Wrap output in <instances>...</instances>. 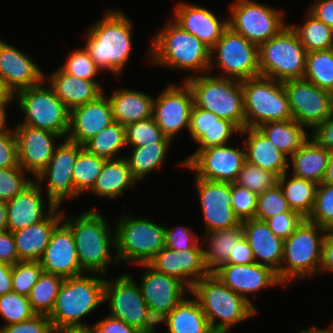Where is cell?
I'll use <instances>...</instances> for the list:
<instances>
[{
    "label": "cell",
    "instance_id": "obj_13",
    "mask_svg": "<svg viewBox=\"0 0 333 333\" xmlns=\"http://www.w3.org/2000/svg\"><path fill=\"white\" fill-rule=\"evenodd\" d=\"M210 56V72L215 65L223 71L216 76L242 81L260 75L258 46L229 26L211 49Z\"/></svg>",
    "mask_w": 333,
    "mask_h": 333
},
{
    "label": "cell",
    "instance_id": "obj_70",
    "mask_svg": "<svg viewBox=\"0 0 333 333\" xmlns=\"http://www.w3.org/2000/svg\"><path fill=\"white\" fill-rule=\"evenodd\" d=\"M322 183L333 185V150H330L327 171Z\"/></svg>",
    "mask_w": 333,
    "mask_h": 333
},
{
    "label": "cell",
    "instance_id": "obj_6",
    "mask_svg": "<svg viewBox=\"0 0 333 333\" xmlns=\"http://www.w3.org/2000/svg\"><path fill=\"white\" fill-rule=\"evenodd\" d=\"M88 275L90 273L64 278L53 310L48 315L53 329L87 325L82 319L104 303L105 276L97 273Z\"/></svg>",
    "mask_w": 333,
    "mask_h": 333
},
{
    "label": "cell",
    "instance_id": "obj_19",
    "mask_svg": "<svg viewBox=\"0 0 333 333\" xmlns=\"http://www.w3.org/2000/svg\"><path fill=\"white\" fill-rule=\"evenodd\" d=\"M147 270L139 283L151 316L159 323L185 297L190 289L178 278L156 271L148 263L139 264Z\"/></svg>",
    "mask_w": 333,
    "mask_h": 333
},
{
    "label": "cell",
    "instance_id": "obj_35",
    "mask_svg": "<svg viewBox=\"0 0 333 333\" xmlns=\"http://www.w3.org/2000/svg\"><path fill=\"white\" fill-rule=\"evenodd\" d=\"M121 156L105 161L89 193L97 197L116 199V197H122L125 190L136 186L138 181L133 177L127 159Z\"/></svg>",
    "mask_w": 333,
    "mask_h": 333
},
{
    "label": "cell",
    "instance_id": "obj_10",
    "mask_svg": "<svg viewBox=\"0 0 333 333\" xmlns=\"http://www.w3.org/2000/svg\"><path fill=\"white\" fill-rule=\"evenodd\" d=\"M244 128L293 119L283 82L262 75L242 80Z\"/></svg>",
    "mask_w": 333,
    "mask_h": 333
},
{
    "label": "cell",
    "instance_id": "obj_40",
    "mask_svg": "<svg viewBox=\"0 0 333 333\" xmlns=\"http://www.w3.org/2000/svg\"><path fill=\"white\" fill-rule=\"evenodd\" d=\"M287 173L278 177V184L283 190L289 208L308 218L314 207L318 184L295 176L287 180Z\"/></svg>",
    "mask_w": 333,
    "mask_h": 333
},
{
    "label": "cell",
    "instance_id": "obj_3",
    "mask_svg": "<svg viewBox=\"0 0 333 333\" xmlns=\"http://www.w3.org/2000/svg\"><path fill=\"white\" fill-rule=\"evenodd\" d=\"M153 36L147 51L150 64L194 72L193 76L210 72L211 50L172 19Z\"/></svg>",
    "mask_w": 333,
    "mask_h": 333
},
{
    "label": "cell",
    "instance_id": "obj_69",
    "mask_svg": "<svg viewBox=\"0 0 333 333\" xmlns=\"http://www.w3.org/2000/svg\"><path fill=\"white\" fill-rule=\"evenodd\" d=\"M7 106L8 105H0V134L7 133L11 130V127L8 128L7 121Z\"/></svg>",
    "mask_w": 333,
    "mask_h": 333
},
{
    "label": "cell",
    "instance_id": "obj_2",
    "mask_svg": "<svg viewBox=\"0 0 333 333\" xmlns=\"http://www.w3.org/2000/svg\"><path fill=\"white\" fill-rule=\"evenodd\" d=\"M64 212L62 210V221L73 233L81 269L86 274L105 276L112 262L119 264L116 254H111L116 248L115 229L111 231L105 216L94 208L76 217H66Z\"/></svg>",
    "mask_w": 333,
    "mask_h": 333
},
{
    "label": "cell",
    "instance_id": "obj_24",
    "mask_svg": "<svg viewBox=\"0 0 333 333\" xmlns=\"http://www.w3.org/2000/svg\"><path fill=\"white\" fill-rule=\"evenodd\" d=\"M39 262L44 272L63 278L85 273L80 267L73 233L63 221L52 231L49 244Z\"/></svg>",
    "mask_w": 333,
    "mask_h": 333
},
{
    "label": "cell",
    "instance_id": "obj_22",
    "mask_svg": "<svg viewBox=\"0 0 333 333\" xmlns=\"http://www.w3.org/2000/svg\"><path fill=\"white\" fill-rule=\"evenodd\" d=\"M215 276L233 292L242 296L256 310L248 295L255 294L264 288L280 285L276 272L270 267L258 263L223 264L213 272Z\"/></svg>",
    "mask_w": 333,
    "mask_h": 333
},
{
    "label": "cell",
    "instance_id": "obj_38",
    "mask_svg": "<svg viewBox=\"0 0 333 333\" xmlns=\"http://www.w3.org/2000/svg\"><path fill=\"white\" fill-rule=\"evenodd\" d=\"M203 244L204 262L206 269L213 273L221 265L228 261L230 252L233 251L234 246L244 237L243 225L226 228L219 231H211L205 233Z\"/></svg>",
    "mask_w": 333,
    "mask_h": 333
},
{
    "label": "cell",
    "instance_id": "obj_1",
    "mask_svg": "<svg viewBox=\"0 0 333 333\" xmlns=\"http://www.w3.org/2000/svg\"><path fill=\"white\" fill-rule=\"evenodd\" d=\"M131 21L120 9H110L84 35V47L96 66L117 78L123 73L133 49Z\"/></svg>",
    "mask_w": 333,
    "mask_h": 333
},
{
    "label": "cell",
    "instance_id": "obj_62",
    "mask_svg": "<svg viewBox=\"0 0 333 333\" xmlns=\"http://www.w3.org/2000/svg\"><path fill=\"white\" fill-rule=\"evenodd\" d=\"M19 261L13 233L0 231V262L14 265Z\"/></svg>",
    "mask_w": 333,
    "mask_h": 333
},
{
    "label": "cell",
    "instance_id": "obj_56",
    "mask_svg": "<svg viewBox=\"0 0 333 333\" xmlns=\"http://www.w3.org/2000/svg\"><path fill=\"white\" fill-rule=\"evenodd\" d=\"M199 238L190 228L176 226L171 229L165 226V247L170 250L187 251L195 245H203Z\"/></svg>",
    "mask_w": 333,
    "mask_h": 333
},
{
    "label": "cell",
    "instance_id": "obj_41",
    "mask_svg": "<svg viewBox=\"0 0 333 333\" xmlns=\"http://www.w3.org/2000/svg\"><path fill=\"white\" fill-rule=\"evenodd\" d=\"M172 143H153L141 147H131L128 161L133 177L140 182L151 172L162 167Z\"/></svg>",
    "mask_w": 333,
    "mask_h": 333
},
{
    "label": "cell",
    "instance_id": "obj_20",
    "mask_svg": "<svg viewBox=\"0 0 333 333\" xmlns=\"http://www.w3.org/2000/svg\"><path fill=\"white\" fill-rule=\"evenodd\" d=\"M245 161V149L226 144L198 151L185 167L192 169L198 178L233 183Z\"/></svg>",
    "mask_w": 333,
    "mask_h": 333
},
{
    "label": "cell",
    "instance_id": "obj_11",
    "mask_svg": "<svg viewBox=\"0 0 333 333\" xmlns=\"http://www.w3.org/2000/svg\"><path fill=\"white\" fill-rule=\"evenodd\" d=\"M44 83L45 80L15 93L16 103L24 115V121L19 123L56 133L66 139L70 110Z\"/></svg>",
    "mask_w": 333,
    "mask_h": 333
},
{
    "label": "cell",
    "instance_id": "obj_25",
    "mask_svg": "<svg viewBox=\"0 0 333 333\" xmlns=\"http://www.w3.org/2000/svg\"><path fill=\"white\" fill-rule=\"evenodd\" d=\"M172 20L184 31L196 36L208 49H212L228 27V18L217 17L206 7L187 2L175 6Z\"/></svg>",
    "mask_w": 333,
    "mask_h": 333
},
{
    "label": "cell",
    "instance_id": "obj_47",
    "mask_svg": "<svg viewBox=\"0 0 333 333\" xmlns=\"http://www.w3.org/2000/svg\"><path fill=\"white\" fill-rule=\"evenodd\" d=\"M125 136L126 145L129 147H141L153 143H173L164 135L153 116L126 125Z\"/></svg>",
    "mask_w": 333,
    "mask_h": 333
},
{
    "label": "cell",
    "instance_id": "obj_31",
    "mask_svg": "<svg viewBox=\"0 0 333 333\" xmlns=\"http://www.w3.org/2000/svg\"><path fill=\"white\" fill-rule=\"evenodd\" d=\"M61 221L62 210L57 206L42 221L12 232L20 261H39L49 244L52 231Z\"/></svg>",
    "mask_w": 333,
    "mask_h": 333
},
{
    "label": "cell",
    "instance_id": "obj_71",
    "mask_svg": "<svg viewBox=\"0 0 333 333\" xmlns=\"http://www.w3.org/2000/svg\"><path fill=\"white\" fill-rule=\"evenodd\" d=\"M7 230V205L0 200V231Z\"/></svg>",
    "mask_w": 333,
    "mask_h": 333
},
{
    "label": "cell",
    "instance_id": "obj_61",
    "mask_svg": "<svg viewBox=\"0 0 333 333\" xmlns=\"http://www.w3.org/2000/svg\"><path fill=\"white\" fill-rule=\"evenodd\" d=\"M311 131L310 137L318 146L333 150V114Z\"/></svg>",
    "mask_w": 333,
    "mask_h": 333
},
{
    "label": "cell",
    "instance_id": "obj_58",
    "mask_svg": "<svg viewBox=\"0 0 333 333\" xmlns=\"http://www.w3.org/2000/svg\"><path fill=\"white\" fill-rule=\"evenodd\" d=\"M0 333H54V329L48 315L36 314L28 320L0 326Z\"/></svg>",
    "mask_w": 333,
    "mask_h": 333
},
{
    "label": "cell",
    "instance_id": "obj_65",
    "mask_svg": "<svg viewBox=\"0 0 333 333\" xmlns=\"http://www.w3.org/2000/svg\"><path fill=\"white\" fill-rule=\"evenodd\" d=\"M326 271L333 273V232H328L323 242L322 262L319 274L321 275Z\"/></svg>",
    "mask_w": 333,
    "mask_h": 333
},
{
    "label": "cell",
    "instance_id": "obj_4",
    "mask_svg": "<svg viewBox=\"0 0 333 333\" xmlns=\"http://www.w3.org/2000/svg\"><path fill=\"white\" fill-rule=\"evenodd\" d=\"M190 293L200 304L214 333H229L232 326L258 313L249 302L224 285L213 273L197 281Z\"/></svg>",
    "mask_w": 333,
    "mask_h": 333
},
{
    "label": "cell",
    "instance_id": "obj_48",
    "mask_svg": "<svg viewBox=\"0 0 333 333\" xmlns=\"http://www.w3.org/2000/svg\"><path fill=\"white\" fill-rule=\"evenodd\" d=\"M235 183L259 195L273 188L278 183V176L245 161Z\"/></svg>",
    "mask_w": 333,
    "mask_h": 333
},
{
    "label": "cell",
    "instance_id": "obj_33",
    "mask_svg": "<svg viewBox=\"0 0 333 333\" xmlns=\"http://www.w3.org/2000/svg\"><path fill=\"white\" fill-rule=\"evenodd\" d=\"M46 79L56 96L69 110L92 102L105 93L97 81H87L72 76L65 73L61 68L51 73L49 77L44 75V80Z\"/></svg>",
    "mask_w": 333,
    "mask_h": 333
},
{
    "label": "cell",
    "instance_id": "obj_51",
    "mask_svg": "<svg viewBox=\"0 0 333 333\" xmlns=\"http://www.w3.org/2000/svg\"><path fill=\"white\" fill-rule=\"evenodd\" d=\"M307 219L333 232V185L318 184L314 207Z\"/></svg>",
    "mask_w": 333,
    "mask_h": 333
},
{
    "label": "cell",
    "instance_id": "obj_63",
    "mask_svg": "<svg viewBox=\"0 0 333 333\" xmlns=\"http://www.w3.org/2000/svg\"><path fill=\"white\" fill-rule=\"evenodd\" d=\"M252 249L248 241L243 237L235 246L233 251L230 252L228 261L225 264H251L254 263Z\"/></svg>",
    "mask_w": 333,
    "mask_h": 333
},
{
    "label": "cell",
    "instance_id": "obj_57",
    "mask_svg": "<svg viewBox=\"0 0 333 333\" xmlns=\"http://www.w3.org/2000/svg\"><path fill=\"white\" fill-rule=\"evenodd\" d=\"M305 218L298 212H284L267 219L271 231L283 241L286 240Z\"/></svg>",
    "mask_w": 333,
    "mask_h": 333
},
{
    "label": "cell",
    "instance_id": "obj_54",
    "mask_svg": "<svg viewBox=\"0 0 333 333\" xmlns=\"http://www.w3.org/2000/svg\"><path fill=\"white\" fill-rule=\"evenodd\" d=\"M26 172L20 166L0 168V200H11L34 181L25 177Z\"/></svg>",
    "mask_w": 333,
    "mask_h": 333
},
{
    "label": "cell",
    "instance_id": "obj_49",
    "mask_svg": "<svg viewBox=\"0 0 333 333\" xmlns=\"http://www.w3.org/2000/svg\"><path fill=\"white\" fill-rule=\"evenodd\" d=\"M0 315L7 322L4 325H11L28 320L36 313L27 296L12 291L0 296Z\"/></svg>",
    "mask_w": 333,
    "mask_h": 333
},
{
    "label": "cell",
    "instance_id": "obj_43",
    "mask_svg": "<svg viewBox=\"0 0 333 333\" xmlns=\"http://www.w3.org/2000/svg\"><path fill=\"white\" fill-rule=\"evenodd\" d=\"M302 25H291L307 52L332 48L333 29L317 19L309 11Z\"/></svg>",
    "mask_w": 333,
    "mask_h": 333
},
{
    "label": "cell",
    "instance_id": "obj_39",
    "mask_svg": "<svg viewBox=\"0 0 333 333\" xmlns=\"http://www.w3.org/2000/svg\"><path fill=\"white\" fill-rule=\"evenodd\" d=\"M257 128L288 158L310 138L307 128L294 119L266 122Z\"/></svg>",
    "mask_w": 333,
    "mask_h": 333
},
{
    "label": "cell",
    "instance_id": "obj_15",
    "mask_svg": "<svg viewBox=\"0 0 333 333\" xmlns=\"http://www.w3.org/2000/svg\"><path fill=\"white\" fill-rule=\"evenodd\" d=\"M83 146L68 139L56 146L47 166L34 178L40 186L47 182V205L57 207L64 200L80 196L74 187L73 166Z\"/></svg>",
    "mask_w": 333,
    "mask_h": 333
},
{
    "label": "cell",
    "instance_id": "obj_29",
    "mask_svg": "<svg viewBox=\"0 0 333 333\" xmlns=\"http://www.w3.org/2000/svg\"><path fill=\"white\" fill-rule=\"evenodd\" d=\"M42 187L33 181L22 192L6 202L8 231L15 232L36 224L56 208L47 207L48 210L44 208Z\"/></svg>",
    "mask_w": 333,
    "mask_h": 333
},
{
    "label": "cell",
    "instance_id": "obj_52",
    "mask_svg": "<svg viewBox=\"0 0 333 333\" xmlns=\"http://www.w3.org/2000/svg\"><path fill=\"white\" fill-rule=\"evenodd\" d=\"M42 272L39 261L17 262L12 270V291L28 297Z\"/></svg>",
    "mask_w": 333,
    "mask_h": 333
},
{
    "label": "cell",
    "instance_id": "obj_44",
    "mask_svg": "<svg viewBox=\"0 0 333 333\" xmlns=\"http://www.w3.org/2000/svg\"><path fill=\"white\" fill-rule=\"evenodd\" d=\"M63 280L59 275L42 272L28 296L36 314L49 315L52 312Z\"/></svg>",
    "mask_w": 333,
    "mask_h": 333
},
{
    "label": "cell",
    "instance_id": "obj_42",
    "mask_svg": "<svg viewBox=\"0 0 333 333\" xmlns=\"http://www.w3.org/2000/svg\"><path fill=\"white\" fill-rule=\"evenodd\" d=\"M126 146L125 126L113 121L89 139L83 145V148L88 153L105 159H117L116 156H119V151L126 148Z\"/></svg>",
    "mask_w": 333,
    "mask_h": 333
},
{
    "label": "cell",
    "instance_id": "obj_7",
    "mask_svg": "<svg viewBox=\"0 0 333 333\" xmlns=\"http://www.w3.org/2000/svg\"><path fill=\"white\" fill-rule=\"evenodd\" d=\"M188 75L184 81L191 87L194 104L244 129L242 81L213 76L211 73ZM211 75V76H210Z\"/></svg>",
    "mask_w": 333,
    "mask_h": 333
},
{
    "label": "cell",
    "instance_id": "obj_37",
    "mask_svg": "<svg viewBox=\"0 0 333 333\" xmlns=\"http://www.w3.org/2000/svg\"><path fill=\"white\" fill-rule=\"evenodd\" d=\"M167 324L168 333H214L198 301L184 298L158 324Z\"/></svg>",
    "mask_w": 333,
    "mask_h": 333
},
{
    "label": "cell",
    "instance_id": "obj_30",
    "mask_svg": "<svg viewBox=\"0 0 333 333\" xmlns=\"http://www.w3.org/2000/svg\"><path fill=\"white\" fill-rule=\"evenodd\" d=\"M244 238L248 241L255 263L279 271L283 257V240L278 238L265 221L249 219L242 222Z\"/></svg>",
    "mask_w": 333,
    "mask_h": 333
},
{
    "label": "cell",
    "instance_id": "obj_72",
    "mask_svg": "<svg viewBox=\"0 0 333 333\" xmlns=\"http://www.w3.org/2000/svg\"><path fill=\"white\" fill-rule=\"evenodd\" d=\"M300 333H333V322L328 326V329H318L314 326H311L309 329H301Z\"/></svg>",
    "mask_w": 333,
    "mask_h": 333
},
{
    "label": "cell",
    "instance_id": "obj_53",
    "mask_svg": "<svg viewBox=\"0 0 333 333\" xmlns=\"http://www.w3.org/2000/svg\"><path fill=\"white\" fill-rule=\"evenodd\" d=\"M61 69L65 73L87 81H97L95 76L97 77V74L102 72L85 47L71 51Z\"/></svg>",
    "mask_w": 333,
    "mask_h": 333
},
{
    "label": "cell",
    "instance_id": "obj_60",
    "mask_svg": "<svg viewBox=\"0 0 333 333\" xmlns=\"http://www.w3.org/2000/svg\"><path fill=\"white\" fill-rule=\"evenodd\" d=\"M96 333H142L138 329L111 315L95 322Z\"/></svg>",
    "mask_w": 333,
    "mask_h": 333
},
{
    "label": "cell",
    "instance_id": "obj_67",
    "mask_svg": "<svg viewBox=\"0 0 333 333\" xmlns=\"http://www.w3.org/2000/svg\"><path fill=\"white\" fill-rule=\"evenodd\" d=\"M54 333H96L92 325L63 326L54 329Z\"/></svg>",
    "mask_w": 333,
    "mask_h": 333
},
{
    "label": "cell",
    "instance_id": "obj_64",
    "mask_svg": "<svg viewBox=\"0 0 333 333\" xmlns=\"http://www.w3.org/2000/svg\"><path fill=\"white\" fill-rule=\"evenodd\" d=\"M308 11L333 29V0H314Z\"/></svg>",
    "mask_w": 333,
    "mask_h": 333
},
{
    "label": "cell",
    "instance_id": "obj_28",
    "mask_svg": "<svg viewBox=\"0 0 333 333\" xmlns=\"http://www.w3.org/2000/svg\"><path fill=\"white\" fill-rule=\"evenodd\" d=\"M32 57L0 39V77L16 93L40 84L45 73Z\"/></svg>",
    "mask_w": 333,
    "mask_h": 333
},
{
    "label": "cell",
    "instance_id": "obj_26",
    "mask_svg": "<svg viewBox=\"0 0 333 333\" xmlns=\"http://www.w3.org/2000/svg\"><path fill=\"white\" fill-rule=\"evenodd\" d=\"M113 121L110 100L103 93L96 100L70 110L66 139L83 146Z\"/></svg>",
    "mask_w": 333,
    "mask_h": 333
},
{
    "label": "cell",
    "instance_id": "obj_23",
    "mask_svg": "<svg viewBox=\"0 0 333 333\" xmlns=\"http://www.w3.org/2000/svg\"><path fill=\"white\" fill-rule=\"evenodd\" d=\"M148 264L156 271L178 278L189 289L210 273L205 266L202 245H195L187 251L164 247Z\"/></svg>",
    "mask_w": 333,
    "mask_h": 333
},
{
    "label": "cell",
    "instance_id": "obj_5",
    "mask_svg": "<svg viewBox=\"0 0 333 333\" xmlns=\"http://www.w3.org/2000/svg\"><path fill=\"white\" fill-rule=\"evenodd\" d=\"M328 232L305 218L283 241L282 263L276 273L282 284L290 286L298 280L319 275L323 242Z\"/></svg>",
    "mask_w": 333,
    "mask_h": 333
},
{
    "label": "cell",
    "instance_id": "obj_59",
    "mask_svg": "<svg viewBox=\"0 0 333 333\" xmlns=\"http://www.w3.org/2000/svg\"><path fill=\"white\" fill-rule=\"evenodd\" d=\"M19 166L17 140L13 128L0 134V168L7 169Z\"/></svg>",
    "mask_w": 333,
    "mask_h": 333
},
{
    "label": "cell",
    "instance_id": "obj_16",
    "mask_svg": "<svg viewBox=\"0 0 333 333\" xmlns=\"http://www.w3.org/2000/svg\"><path fill=\"white\" fill-rule=\"evenodd\" d=\"M294 120L307 129L323 123L333 114V94L305 78L283 82Z\"/></svg>",
    "mask_w": 333,
    "mask_h": 333
},
{
    "label": "cell",
    "instance_id": "obj_45",
    "mask_svg": "<svg viewBox=\"0 0 333 333\" xmlns=\"http://www.w3.org/2000/svg\"><path fill=\"white\" fill-rule=\"evenodd\" d=\"M303 78L333 94V49L307 52Z\"/></svg>",
    "mask_w": 333,
    "mask_h": 333
},
{
    "label": "cell",
    "instance_id": "obj_8",
    "mask_svg": "<svg viewBox=\"0 0 333 333\" xmlns=\"http://www.w3.org/2000/svg\"><path fill=\"white\" fill-rule=\"evenodd\" d=\"M260 75L284 82L304 77L307 51L288 23L258 47Z\"/></svg>",
    "mask_w": 333,
    "mask_h": 333
},
{
    "label": "cell",
    "instance_id": "obj_36",
    "mask_svg": "<svg viewBox=\"0 0 333 333\" xmlns=\"http://www.w3.org/2000/svg\"><path fill=\"white\" fill-rule=\"evenodd\" d=\"M330 150L318 146L309 138L293 155L289 157L288 164L292 166L291 176L313 181L317 184L323 182Z\"/></svg>",
    "mask_w": 333,
    "mask_h": 333
},
{
    "label": "cell",
    "instance_id": "obj_34",
    "mask_svg": "<svg viewBox=\"0 0 333 333\" xmlns=\"http://www.w3.org/2000/svg\"><path fill=\"white\" fill-rule=\"evenodd\" d=\"M113 120L128 125L153 116L154 97L138 90L120 88L108 97Z\"/></svg>",
    "mask_w": 333,
    "mask_h": 333
},
{
    "label": "cell",
    "instance_id": "obj_12",
    "mask_svg": "<svg viewBox=\"0 0 333 333\" xmlns=\"http://www.w3.org/2000/svg\"><path fill=\"white\" fill-rule=\"evenodd\" d=\"M108 302L109 315L135 327L142 333H155L159 325L151 316L140 285L133 276L122 273L116 279L105 278L104 303Z\"/></svg>",
    "mask_w": 333,
    "mask_h": 333
},
{
    "label": "cell",
    "instance_id": "obj_66",
    "mask_svg": "<svg viewBox=\"0 0 333 333\" xmlns=\"http://www.w3.org/2000/svg\"><path fill=\"white\" fill-rule=\"evenodd\" d=\"M13 265L0 262V296L12 292Z\"/></svg>",
    "mask_w": 333,
    "mask_h": 333
},
{
    "label": "cell",
    "instance_id": "obj_27",
    "mask_svg": "<svg viewBox=\"0 0 333 333\" xmlns=\"http://www.w3.org/2000/svg\"><path fill=\"white\" fill-rule=\"evenodd\" d=\"M189 133L199 147L182 161L185 164L200 150L229 144L232 135L241 133V129L233 122L218 117L215 113L198 108L195 104L191 111Z\"/></svg>",
    "mask_w": 333,
    "mask_h": 333
},
{
    "label": "cell",
    "instance_id": "obj_68",
    "mask_svg": "<svg viewBox=\"0 0 333 333\" xmlns=\"http://www.w3.org/2000/svg\"><path fill=\"white\" fill-rule=\"evenodd\" d=\"M15 98L14 91L0 77V105H9Z\"/></svg>",
    "mask_w": 333,
    "mask_h": 333
},
{
    "label": "cell",
    "instance_id": "obj_17",
    "mask_svg": "<svg viewBox=\"0 0 333 333\" xmlns=\"http://www.w3.org/2000/svg\"><path fill=\"white\" fill-rule=\"evenodd\" d=\"M194 95L186 81L169 84L154 98L153 118L164 135L174 141L182 129L190 127Z\"/></svg>",
    "mask_w": 333,
    "mask_h": 333
},
{
    "label": "cell",
    "instance_id": "obj_9",
    "mask_svg": "<svg viewBox=\"0 0 333 333\" xmlns=\"http://www.w3.org/2000/svg\"><path fill=\"white\" fill-rule=\"evenodd\" d=\"M115 223V254L118 262L148 263L165 247V226L149 218L123 214Z\"/></svg>",
    "mask_w": 333,
    "mask_h": 333
},
{
    "label": "cell",
    "instance_id": "obj_21",
    "mask_svg": "<svg viewBox=\"0 0 333 333\" xmlns=\"http://www.w3.org/2000/svg\"><path fill=\"white\" fill-rule=\"evenodd\" d=\"M17 140L18 164L28 173L37 176L53 157L56 140L62 137L56 133L18 123L12 127Z\"/></svg>",
    "mask_w": 333,
    "mask_h": 333
},
{
    "label": "cell",
    "instance_id": "obj_50",
    "mask_svg": "<svg viewBox=\"0 0 333 333\" xmlns=\"http://www.w3.org/2000/svg\"><path fill=\"white\" fill-rule=\"evenodd\" d=\"M284 212H296L289 208L283 190L277 183L273 188L267 189L257 197L255 219H267Z\"/></svg>",
    "mask_w": 333,
    "mask_h": 333
},
{
    "label": "cell",
    "instance_id": "obj_32",
    "mask_svg": "<svg viewBox=\"0 0 333 333\" xmlns=\"http://www.w3.org/2000/svg\"><path fill=\"white\" fill-rule=\"evenodd\" d=\"M240 134L247 135V140H244V149L248 163L268 170L278 177L289 171V158L258 128H244Z\"/></svg>",
    "mask_w": 333,
    "mask_h": 333
},
{
    "label": "cell",
    "instance_id": "obj_55",
    "mask_svg": "<svg viewBox=\"0 0 333 333\" xmlns=\"http://www.w3.org/2000/svg\"><path fill=\"white\" fill-rule=\"evenodd\" d=\"M231 189V206L238 219L241 222L249 219H254L258 195H256L249 189L236 184L235 182L231 183Z\"/></svg>",
    "mask_w": 333,
    "mask_h": 333
},
{
    "label": "cell",
    "instance_id": "obj_46",
    "mask_svg": "<svg viewBox=\"0 0 333 333\" xmlns=\"http://www.w3.org/2000/svg\"><path fill=\"white\" fill-rule=\"evenodd\" d=\"M106 160L88 153L84 148L79 152L72 171L75 191L79 195L93 188Z\"/></svg>",
    "mask_w": 333,
    "mask_h": 333
},
{
    "label": "cell",
    "instance_id": "obj_18",
    "mask_svg": "<svg viewBox=\"0 0 333 333\" xmlns=\"http://www.w3.org/2000/svg\"><path fill=\"white\" fill-rule=\"evenodd\" d=\"M194 177V184L201 203L205 233L242 224L231 206V183Z\"/></svg>",
    "mask_w": 333,
    "mask_h": 333
},
{
    "label": "cell",
    "instance_id": "obj_14",
    "mask_svg": "<svg viewBox=\"0 0 333 333\" xmlns=\"http://www.w3.org/2000/svg\"><path fill=\"white\" fill-rule=\"evenodd\" d=\"M228 26L258 47L275 36L287 24L284 10L254 0H234Z\"/></svg>",
    "mask_w": 333,
    "mask_h": 333
}]
</instances>
